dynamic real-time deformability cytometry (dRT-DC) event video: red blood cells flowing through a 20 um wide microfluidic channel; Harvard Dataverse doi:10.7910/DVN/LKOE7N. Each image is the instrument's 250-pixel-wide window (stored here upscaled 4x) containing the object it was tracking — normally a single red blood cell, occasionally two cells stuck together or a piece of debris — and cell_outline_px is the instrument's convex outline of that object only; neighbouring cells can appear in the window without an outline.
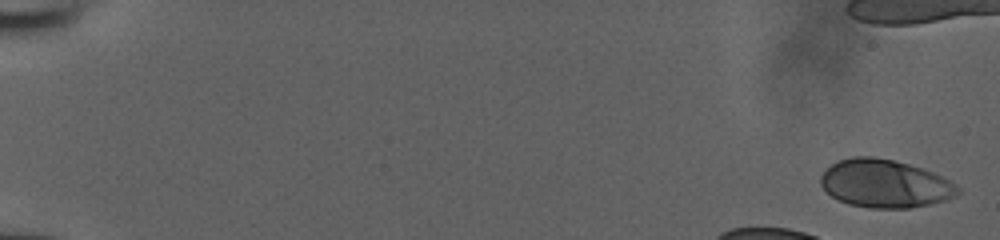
{"species": "human", "species_latin": "Homo sapiens", "temperature_condition": "room temperature", "stored_images_in_passage": 14, "camera_frame_rate_fps": 3000, "um_per_image_px": 0.085, "donor": {"sex": "male"}, "frame": {"image": 1, "passage_image": 1, "time_ms": 0.0, "image_size_px": [1000, 240], "cell_outline_px": [[960, 192], [956, 196], [944, 200], [912, 208], [868, 208], [848, 204], [832, 196], [820, 184], [820, 176], [832, 164], [840, 160], [852, 156], [872, 156], [892, 160], [908, 164], [932, 172], [956, 184], [960, 188]], "centroid_in_image_um": [75.21, 15.61], "position_along_channel_um": 9.8, "area_um2": 38.15}}